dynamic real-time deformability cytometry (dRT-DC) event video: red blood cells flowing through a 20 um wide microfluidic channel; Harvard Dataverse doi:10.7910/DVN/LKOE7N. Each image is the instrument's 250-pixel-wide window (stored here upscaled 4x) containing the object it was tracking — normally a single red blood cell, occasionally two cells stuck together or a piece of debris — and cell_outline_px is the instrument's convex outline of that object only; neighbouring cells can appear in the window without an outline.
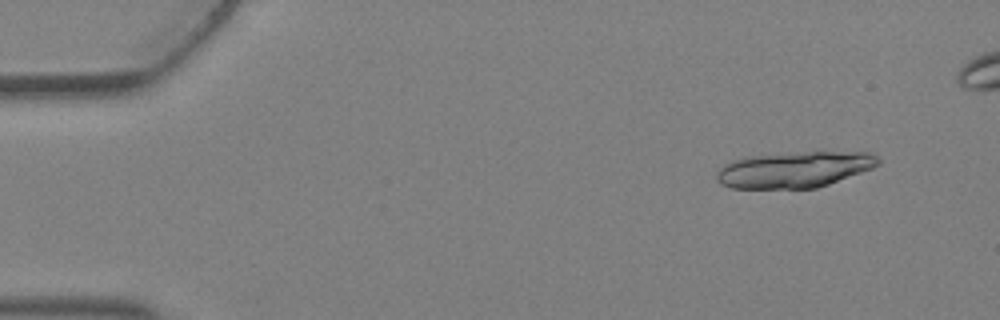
{"species": "Egyptian fruit bat (a non-hibernating species)", "species_latin": "Rousettus aegyptiacus", "temperature_condition": "warm", "stored_images_in_passage": 5, "camera_frame_rate_fps": 3000, "um_per_image_px": 0.085, "animal": {"sex": "female"}, "frame": {"image": 1, "passage_image": 1, "time_ms": 0.0, "image_size_px": [1000, 320], "cell_outline_px": [[880, 164], [872, 168], [828, 184], [816, 188], [732, 188], [720, 184], [716, 180], [716, 172], [724, 164], [732, 160], [744, 156], [804, 152], [868, 152], [876, 156], [880, 160]], "centroid_in_image_um": [67.47, 14.41], "position_along_channel_um": 17.5, "area_um2": 33.87}}